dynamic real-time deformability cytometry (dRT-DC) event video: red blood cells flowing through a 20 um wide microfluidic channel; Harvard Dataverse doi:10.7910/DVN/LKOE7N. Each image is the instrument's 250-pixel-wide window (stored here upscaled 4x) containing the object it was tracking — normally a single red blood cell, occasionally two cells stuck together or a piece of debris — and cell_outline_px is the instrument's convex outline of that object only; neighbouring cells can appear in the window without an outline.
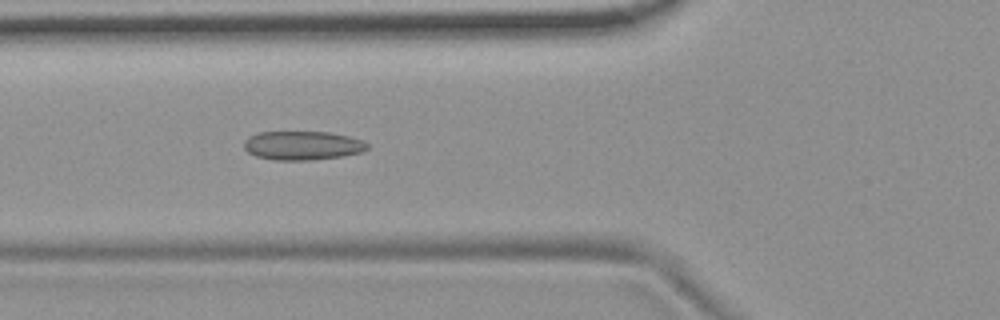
{"species": "common noctule bat (a hibernating species)", "species_latin": "Nyctalus noctula", "temperature_condition": "room temperature", "stored_images_in_passage": 44, "camera_frame_rate_fps": 3000, "um_per_image_px": 0.085, "animal": {"sex": "female", "body_mass_g": 19.9}, "frame": {"image": 1, "passage_image": 10, "time_ms": 3.0, "image_size_px": [1000, 320], "cell_outline_px": [[368, 148], [360, 152], [340, 156], [312, 160], [276, 160], [256, 156], [248, 152], [244, 148], [244, 140], [248, 136], [256, 132], [328, 132], [348, 136], [364, 140], [368, 144]], "centroid_in_image_um": [25.68, 12.36], "position_along_channel_um": 100.1, "area_um2": 20.75}}
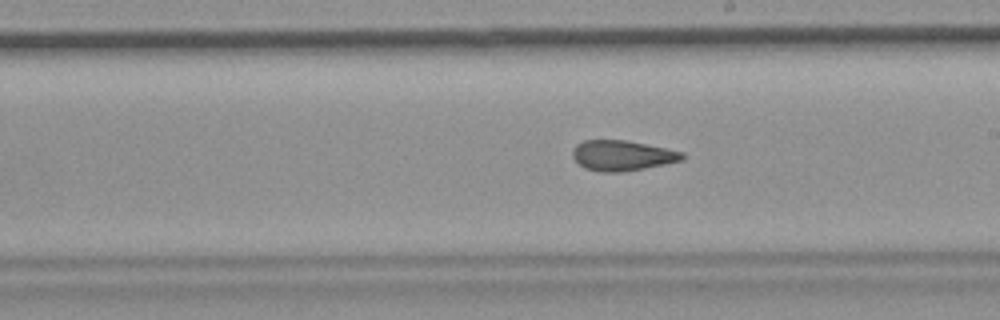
{"frame": {"image": 2, "passage_image": 21, "time_ms": 6.667, "image_size_px": [1000, 320], "cell_outline_px": [[684, 160], [644, 168], [620, 172], [600, 172], [584, 168], [572, 156], [572, 148], [576, 144], [584, 140], [624, 140], [684, 152]], "centroid_in_image_um": [52.85, 13.22], "position_along_channel_um": 236.1, "area_um2": 19.25}}
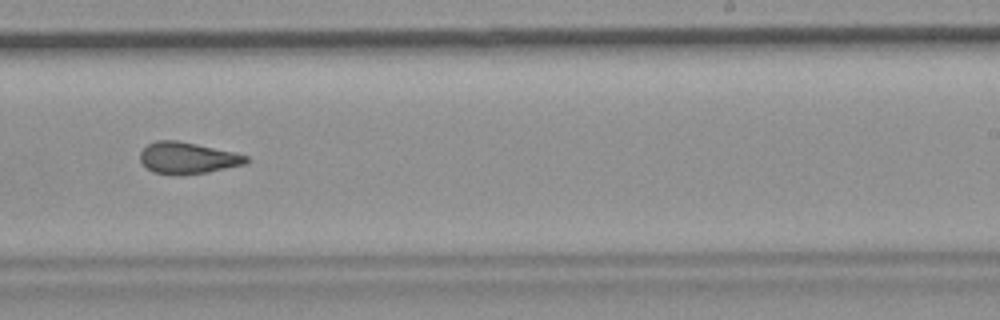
{"frame": {"image": 3, "passage_image": 24, "time_ms": 7.667, "image_size_px": [1000, 320], "cell_outline_px": [[248, 160], [244, 164], [208, 172], [180, 176], [176, 176], [152, 172], [140, 160], [140, 152], [148, 144], [156, 140], [176, 140], [196, 144], [232, 152], [248, 156]], "centroid_in_image_um": [15.9, 13.44], "position_along_channel_um": 273.1, "area_um2": 19.42}, "authors_computed_cell_mechanics": {"area_um2": 19.9699, "velocity_mm_per_s": 3.7133, "shape_relaxation_time_tau1_ms": null, "shape_relaxation_time_tau2_ms": 3.0277, "deformation_change_tau1": null, "deformation_change_tau2": 0.1016}}